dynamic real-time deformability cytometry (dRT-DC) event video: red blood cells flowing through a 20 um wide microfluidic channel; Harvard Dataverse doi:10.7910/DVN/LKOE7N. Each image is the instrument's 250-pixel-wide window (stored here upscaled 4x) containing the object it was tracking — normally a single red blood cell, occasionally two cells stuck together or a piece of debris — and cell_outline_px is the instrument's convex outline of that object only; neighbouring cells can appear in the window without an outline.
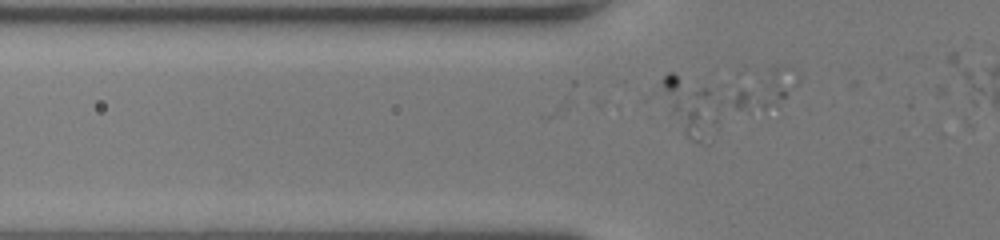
{"species": "human", "species_latin": "Homo sapiens", "temperature_condition": "room temperature", "stored_images_in_passage": 5, "segment_of_instrument_passage": [2, 2], "camera_frame_rate_fps": 3000, "um_per_image_px": 0.085, "donor": {"sex": "female"}, "frame": {"image": 1, "passage_image": 5, "time_ms": 1.333, "image_size_px": [1000, 240], "cell_outline_px": [[800, 76], [780, 116], [708, 144], [696, 144], [684, 136], [660, 88], [660, 80], [668, 72], [772, 64], [788, 64]], "centroid_in_image_um": [61.8, 8.39], "position_along_channel_um": 64.0, "area_um2": 56.59}}